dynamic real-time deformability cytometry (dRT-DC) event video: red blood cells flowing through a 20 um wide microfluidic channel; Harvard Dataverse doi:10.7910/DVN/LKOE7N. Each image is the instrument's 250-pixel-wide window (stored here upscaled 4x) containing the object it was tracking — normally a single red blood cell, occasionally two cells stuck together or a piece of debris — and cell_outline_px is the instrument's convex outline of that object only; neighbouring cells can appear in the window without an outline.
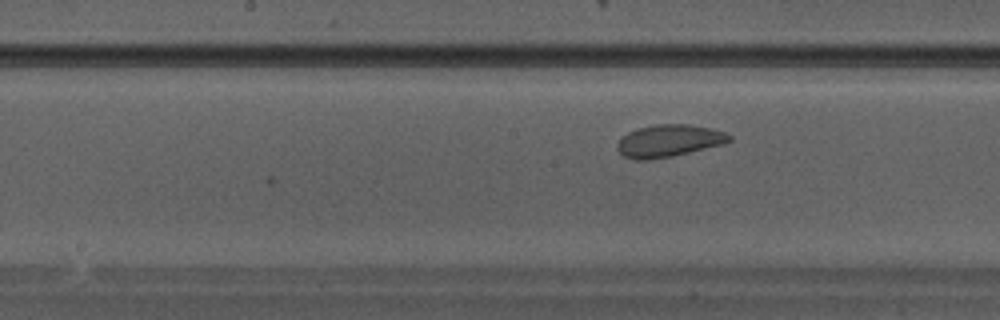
{"species": "Egyptian fruit bat (a non-hibernating species)", "species_latin": "Rousettus aegyptiacus", "temperature_condition": "warm", "stored_images_in_passage": 7, "camera_frame_rate_fps": 3000, "um_per_image_px": 0.085, "animal": {"sex": "male"}, "frame": {"image": 1, "passage_image": 7, "time_ms": 2.0, "image_size_px": [1000, 320], "cell_outline_px": [[732, 140], [724, 144], [672, 156], [648, 160], [636, 160], [624, 156], [616, 148], [616, 144], [628, 132], [640, 128], [656, 124], [688, 124], [708, 128], [724, 132], [732, 136]], "centroid_in_image_um": [56.86, 11.97], "position_along_channel_um": 191.3, "area_um2": 20.87}}